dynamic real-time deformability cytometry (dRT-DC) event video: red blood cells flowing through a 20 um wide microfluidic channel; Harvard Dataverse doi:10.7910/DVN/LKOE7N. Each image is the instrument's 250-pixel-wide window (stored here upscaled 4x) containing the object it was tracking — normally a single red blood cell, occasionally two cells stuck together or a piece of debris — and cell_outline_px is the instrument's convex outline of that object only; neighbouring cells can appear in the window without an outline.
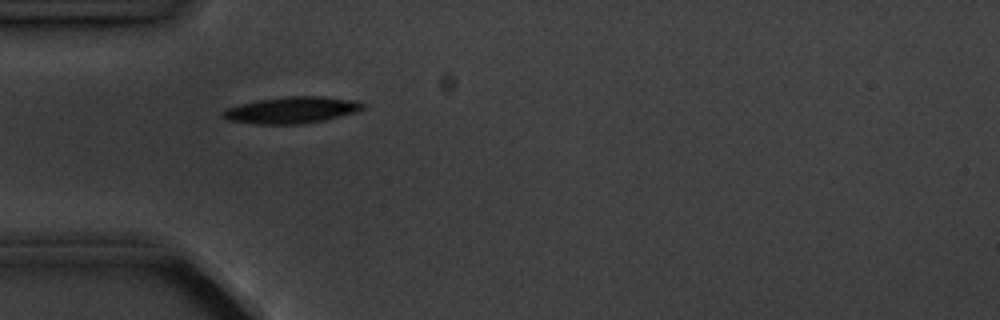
{"species": "common noctule bat (a hibernating species)", "species_latin": "Nyctalus noctula", "temperature_condition": "cold", "stored_images_in_passage": 2, "camera_frame_rate_fps": 3000, "um_per_image_px": 0.085, "animal": {"sex": "male", "body_mass_g": 20.1, "forearm_length_mm": 53.5}, "frame": {"image": 1, "passage_image": 1, "time_ms": 0.0, "image_size_px": [1000, 320], "cell_outline_px": [[364, 108], [356, 112], [324, 120], [304, 124], [256, 124], [228, 120], [220, 116], [220, 112], [224, 108], [240, 104], [260, 100], [284, 96], [324, 96], [356, 100], [364, 104]], "centroid_in_image_um": [24.76, 9.35], "position_along_channel_um": 60.2, "area_um2": 21.85}}